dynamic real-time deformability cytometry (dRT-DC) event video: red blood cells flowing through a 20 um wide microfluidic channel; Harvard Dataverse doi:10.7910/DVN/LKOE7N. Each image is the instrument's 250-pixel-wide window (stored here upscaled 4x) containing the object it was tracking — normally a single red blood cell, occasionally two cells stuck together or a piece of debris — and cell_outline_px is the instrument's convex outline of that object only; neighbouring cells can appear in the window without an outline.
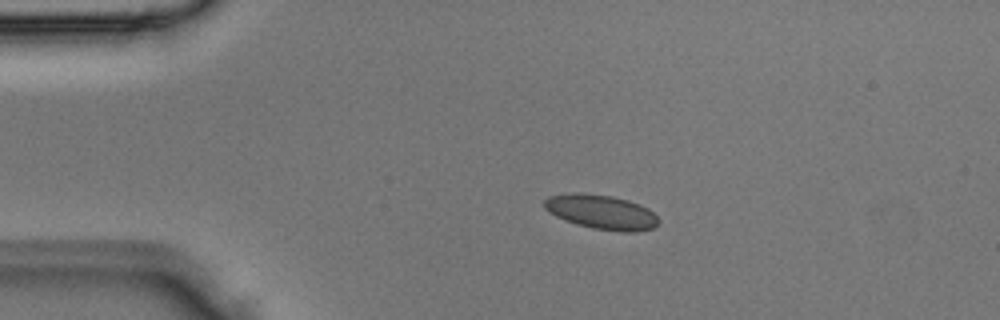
{"species": "Egyptian fruit bat (a non-hibernating species)", "species_latin": "Rousettus aegyptiacus", "temperature_condition": "room temperature", "stored_images_in_passage": 2, "camera_frame_rate_fps": 3000, "um_per_image_px": 0.085, "animal": {"sex": "male"}, "frame": {"image": 1, "passage_image": 1, "time_ms": 0.0, "image_size_px": [1000, 320], "cell_outline_px": [[660, 220], [652, 228], [636, 232], [624, 232], [592, 228], [576, 224], [556, 216], [544, 208], [544, 200], [548, 196], [572, 192], [576, 192], [612, 196], [628, 200], [640, 204], [648, 208]], "centroid_in_image_um": [51.11, 18.01], "position_along_channel_um": 33.9, "area_um2": 22.89}}